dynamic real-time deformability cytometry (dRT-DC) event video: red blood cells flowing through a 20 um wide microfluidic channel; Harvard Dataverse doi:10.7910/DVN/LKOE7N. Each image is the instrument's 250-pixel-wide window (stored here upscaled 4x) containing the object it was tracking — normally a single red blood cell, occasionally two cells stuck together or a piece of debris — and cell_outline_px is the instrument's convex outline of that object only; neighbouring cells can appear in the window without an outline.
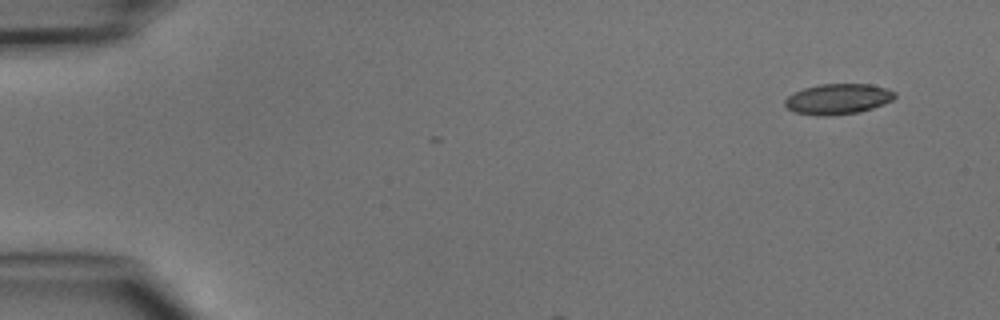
{"species": "common noctule bat (a hibernating species)", "species_latin": "Nyctalus noctula", "temperature_condition": "cold", "stored_images_in_passage": 3, "camera_frame_rate_fps": 3000, "um_per_image_px": 0.085, "animal": {"sex": "male", "body_mass_g": 15.6}, "frame": {"image": 1, "passage_image": 1, "time_ms": 0.0, "image_size_px": [1000, 320], "cell_outline_px": [[896, 96], [892, 100], [884, 104], [860, 112], [832, 116], [816, 116], [796, 112], [788, 108], [784, 104], [784, 100], [788, 96], [804, 88], [820, 84], [868, 84], [888, 88], [896, 92]], "centroid_in_image_um": [71.25, 8.42], "position_along_channel_um": 13.7, "area_um2": 19.65}}